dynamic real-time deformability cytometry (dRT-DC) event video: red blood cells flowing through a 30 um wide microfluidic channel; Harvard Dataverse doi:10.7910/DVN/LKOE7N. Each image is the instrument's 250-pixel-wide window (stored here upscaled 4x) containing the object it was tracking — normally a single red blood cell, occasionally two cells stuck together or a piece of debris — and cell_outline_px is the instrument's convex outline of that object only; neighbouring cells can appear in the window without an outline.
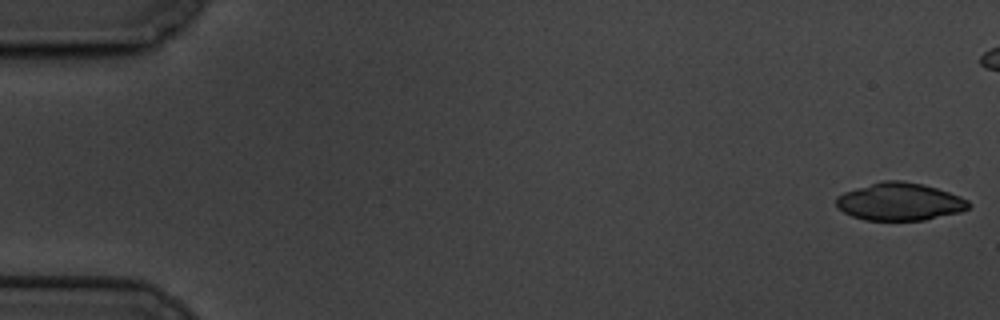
{"species": "common noctule bat (a hibernating species)", "species_latin": "Nyctalus noctula", "temperature_condition": "cold", "stored_images_in_passage": 53, "camera_frame_rate_fps": 3000, "um_per_image_px": 0.085, "animal": {"sex": "male", "body_mass_g": 19.5, "forearm_length_mm": 54.6}, "frame": {"image": 1, "passage_image": 1, "time_ms": 0.0, "image_size_px": [1000, 320], "cell_outline_px": [[972, 204], [968, 208], [960, 212], [924, 220], [864, 220], [852, 216], [844, 212], [836, 204], [836, 196], [844, 192], [856, 188], [884, 180], [900, 180], [924, 184], [960, 196], [968, 200]], "centroid_in_image_um": [76.48, 17.14], "position_along_channel_um": 8.5, "area_um2": 28.96}}